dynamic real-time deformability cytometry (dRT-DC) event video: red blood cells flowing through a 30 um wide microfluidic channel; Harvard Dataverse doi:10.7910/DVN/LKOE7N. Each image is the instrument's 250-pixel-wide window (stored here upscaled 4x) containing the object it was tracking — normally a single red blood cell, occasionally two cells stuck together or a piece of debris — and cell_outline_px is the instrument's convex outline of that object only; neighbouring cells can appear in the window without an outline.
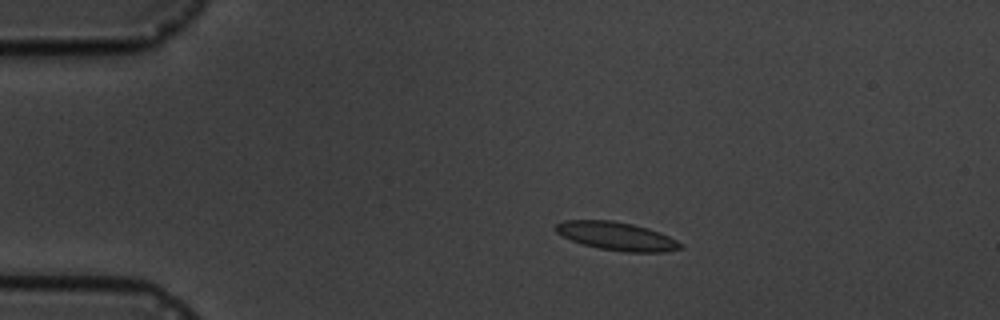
{"species": "common noctule bat (a hibernating species)", "species_latin": "Nyctalus noctula", "temperature_condition": "cold", "stored_images_in_passage": 8, "camera_frame_rate_fps": 3000, "um_per_image_px": 0.085, "animal": {"sex": "male", "body_mass_g": 19.5, "forearm_length_mm": 54.6}, "frame": {"image": 1, "passage_image": 4, "time_ms": 3.667, "image_size_px": [1000, 320], "cell_outline_px": [[684, 248], [664, 252], [624, 252], [600, 248], [584, 244], [572, 240], [556, 232], [556, 224], [564, 220], [612, 220], [632, 224], [648, 228], [660, 232], [684, 244]], "centroid_in_image_um": [52.47, 20.07], "position_along_channel_um": 32.5, "area_um2": 20.46}}
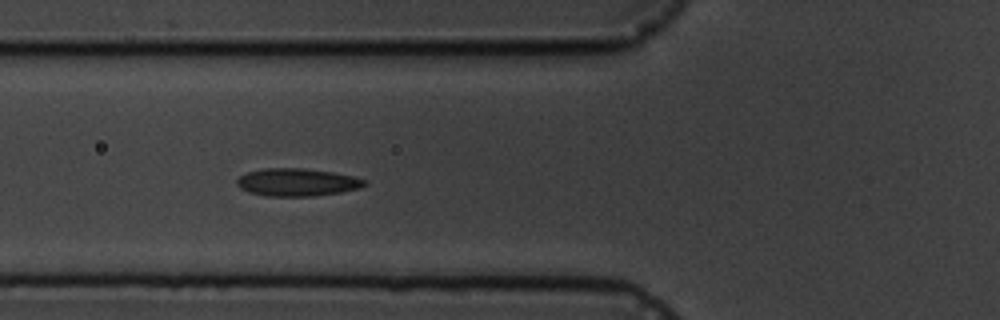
{"frame": {"image": 2, "passage_image": 7, "time_ms": 7.0, "image_size_px": [1000, 320], "cell_outline_px": [[368, 184], [360, 188], [340, 192], [312, 196], [264, 196], [248, 192], [240, 188], [236, 184], [236, 180], [244, 172], [264, 168], [304, 168], [332, 172], [352, 176], [368, 180]], "centroid_in_image_um": [25.23, 15.49], "position_along_channel_um": 100.6, "area_um2": 20.81}}
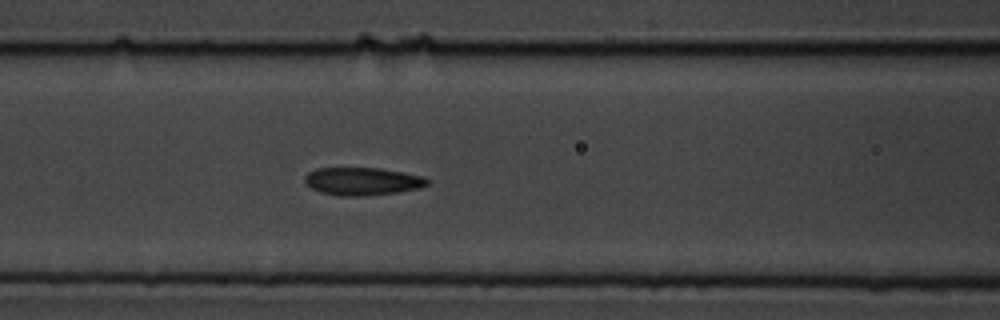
{"frame": {"image": 3, "passage_image": 8, "time_ms": 8.0, "image_size_px": [1000, 320], "cell_outline_px": [[428, 184], [420, 188], [400, 192], [356, 196], [340, 196], [320, 192], [304, 184], [304, 176], [308, 172], [316, 168], [380, 168], [404, 172], [424, 176], [428, 180]], "centroid_in_image_um": [30.79, 15.4], "position_along_channel_um": 135.8, "area_um2": 20.0}}